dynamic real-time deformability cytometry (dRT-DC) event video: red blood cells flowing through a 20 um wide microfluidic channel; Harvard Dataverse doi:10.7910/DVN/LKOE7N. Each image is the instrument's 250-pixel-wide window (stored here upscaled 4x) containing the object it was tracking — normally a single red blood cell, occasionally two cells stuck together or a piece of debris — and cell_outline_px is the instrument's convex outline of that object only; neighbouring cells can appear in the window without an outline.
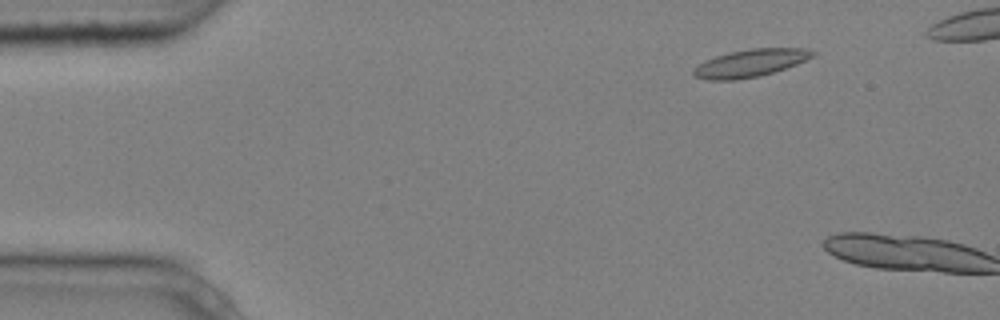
{"species": "common noctule bat (a hibernating species)", "species_latin": "Nyctalus noctula", "temperature_condition": "cold", "stored_images_in_passage": 3, "camera_frame_rate_fps": 3000, "um_per_image_px": 0.085, "animal": {"sex": "male", "body_mass_g": 20.4}, "frame": {"image": 1, "passage_image": 2, "time_ms": 0.333, "image_size_px": [1000, 320], "cell_outline_px": [[816, 52], [812, 56], [796, 64], [760, 76], [736, 80], [708, 80], [692, 76], [692, 68], [704, 60], [728, 52], [752, 48], [808, 48]], "centroid_in_image_um": [63.71, 5.36], "position_along_channel_um": 21.3, "area_um2": 19.19}}